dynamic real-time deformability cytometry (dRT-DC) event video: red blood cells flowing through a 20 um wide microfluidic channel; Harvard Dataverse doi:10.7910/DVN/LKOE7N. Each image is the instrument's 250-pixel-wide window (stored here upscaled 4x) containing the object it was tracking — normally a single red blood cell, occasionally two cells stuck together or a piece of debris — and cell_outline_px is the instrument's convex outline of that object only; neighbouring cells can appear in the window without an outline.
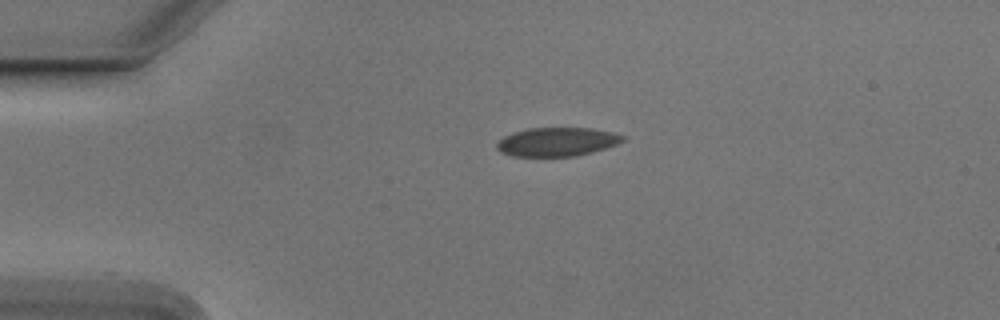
{"species": "Egyptian fruit bat (a non-hibernating species)", "species_latin": "Rousettus aegyptiacus", "temperature_condition": "cold", "stored_images_in_passage": 43, "camera_frame_rate_fps": 3000, "um_per_image_px": 0.085, "animal": {"sex": "male"}, "frame": {"image": 1, "passage_image": 1, "time_ms": 0.0, "image_size_px": [1000, 320], "cell_outline_px": [[624, 140], [616, 144], [592, 152], [576, 156], [512, 156], [500, 152], [496, 148], [496, 144], [504, 136], [528, 128], [588, 128], [612, 132], [624, 136]], "centroid_in_image_um": [47.32, 12.06], "position_along_channel_um": 37.7, "area_um2": 20.87}}
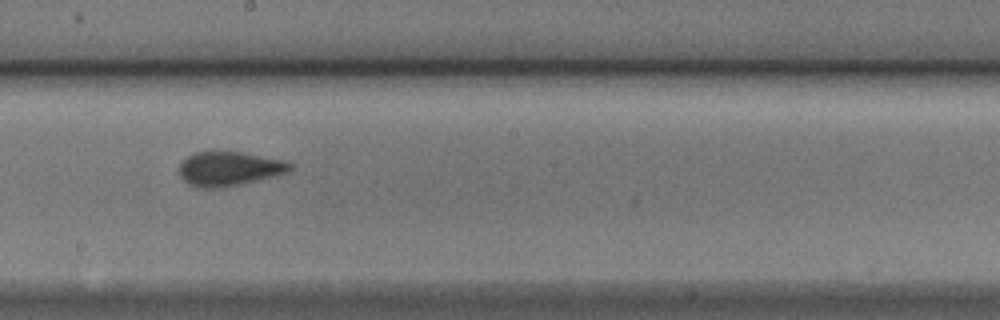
{"frame": {"image": 2, "passage_image": 19, "time_ms": 6.0, "image_size_px": [1000, 320], "cell_outline_px": [[292, 168], [288, 172], [224, 188], [200, 188], [188, 184], [180, 176], [180, 164], [188, 156], [196, 152], [240, 152], [280, 160], [292, 164]], "centroid_in_image_um": [19.44, 14.36], "position_along_channel_um": 228.8, "area_um2": 21.68}}
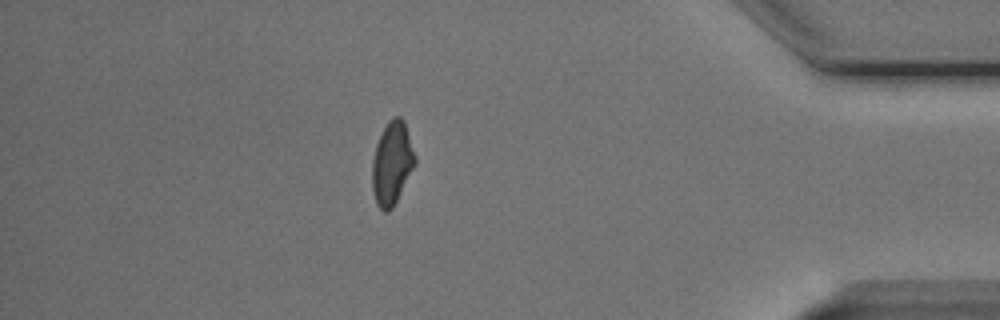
{"frame": {"image": 3, "passage_image": 36, "time_ms": 11.667, "image_size_px": [1000, 320], "cell_outline_px": [[416, 164], [392, 208], [388, 212], [384, 212], [376, 204], [372, 188], [372, 160], [376, 144], [388, 120], [392, 116], [400, 116], [404, 120], [416, 156]], "centroid_in_image_um": [33.32, 13.86], "position_along_channel_um": 401.9, "area_um2": 20.81}, "authors_computed_cell_mechanics": {"area_um2": 21.2704, "velocity_mm_per_s": 3.7833, "shape_relaxation_time_tau1_ms": 5.9801, "shape_relaxation_time_tau2_ms": 1.0527, "deformation_change_tau1": 0.1182, "deformation_change_tau2": 0.069}}